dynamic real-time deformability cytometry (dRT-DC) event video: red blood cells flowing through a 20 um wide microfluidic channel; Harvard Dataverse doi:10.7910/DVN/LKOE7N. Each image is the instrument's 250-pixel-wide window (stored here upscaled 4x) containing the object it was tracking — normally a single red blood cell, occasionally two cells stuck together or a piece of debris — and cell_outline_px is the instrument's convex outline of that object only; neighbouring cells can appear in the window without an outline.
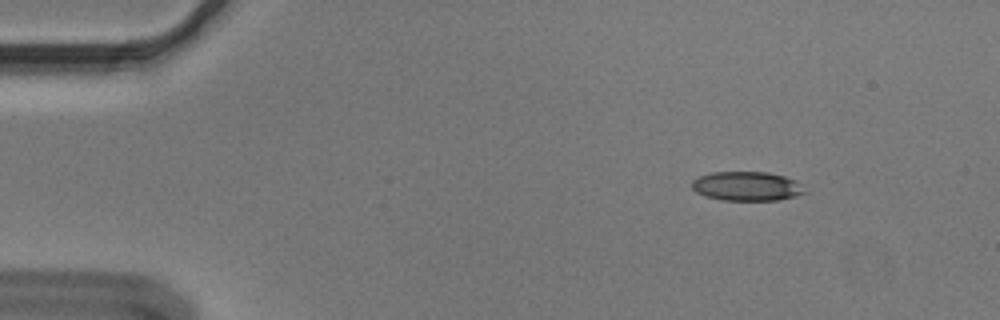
{"species": "Egyptian fruit bat (a non-hibernating species)", "species_latin": "Rousettus aegyptiacus", "temperature_condition": "cold", "stored_images_in_passage": 49, "camera_frame_rate_fps": 3000, "um_per_image_px": 0.085, "animal": {"sex": "male"}, "frame": {"image": 1, "passage_image": 1, "time_ms": 0.0, "image_size_px": [1000, 320], "cell_outline_px": [[808, 192], [796, 196], [776, 200], [720, 200], [704, 196], [696, 192], [692, 188], [692, 180], [700, 176], [712, 172], [768, 172], [784, 176], [796, 180]], "centroid_in_image_um": [63.48, 15.83], "position_along_channel_um": 21.5, "area_um2": 19.31}}
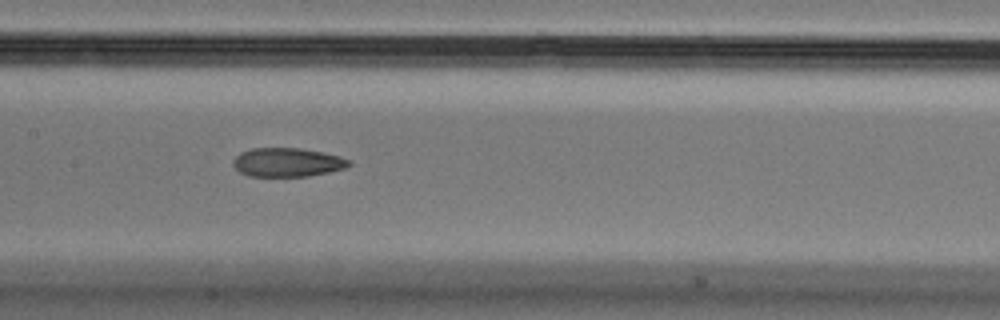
{"frame": {"image": 2, "passage_image": 21, "time_ms": 6.667, "image_size_px": [1000, 320], "cell_outline_px": [[352, 164], [344, 168], [328, 172], [308, 176], [248, 176], [240, 172], [232, 164], [232, 160], [240, 152], [252, 148], [300, 148], [324, 152], [340, 156], [352, 160]], "centroid_in_image_um": [24.43, 13.79], "position_along_channel_um": 183.0, "area_um2": 19.59}}
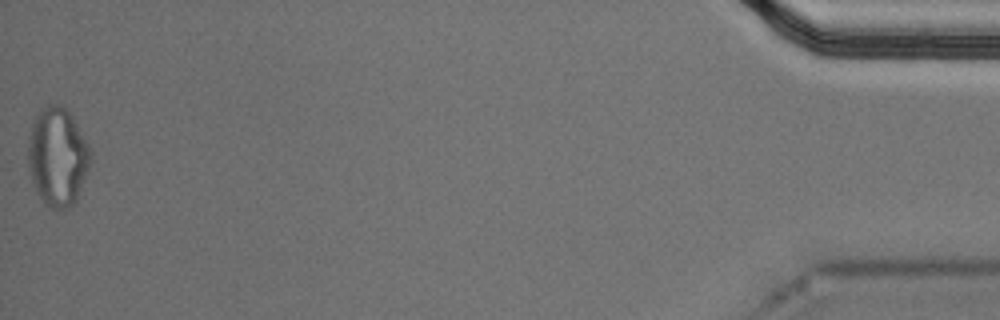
{"frame": {"image": 3, "passage_image": 49, "time_ms": 16.0, "image_size_px": [1000, 320], "cell_outline_px": [[92, 160], [76, 204], [68, 208], [48, 208], [44, 204], [36, 192], [32, 180], [28, 164], [28, 136], [32, 124], [40, 108], [48, 104], [64, 104], [72, 116], [88, 144], [92, 152]], "centroid_in_image_um": [4.91, 13.33], "position_along_channel_um": 430.3, "area_um2": 36.47}, "authors_computed_cell_mechanics": {"area_um2": 20.519, "velocity_mm_per_s": 3.6399, "shape_relaxation_time_tau1_ms": null, "shape_relaxation_time_tau2_ms": 3.4145, "deformation_change_tau1": null, "deformation_change_tau2": 0.1112}}